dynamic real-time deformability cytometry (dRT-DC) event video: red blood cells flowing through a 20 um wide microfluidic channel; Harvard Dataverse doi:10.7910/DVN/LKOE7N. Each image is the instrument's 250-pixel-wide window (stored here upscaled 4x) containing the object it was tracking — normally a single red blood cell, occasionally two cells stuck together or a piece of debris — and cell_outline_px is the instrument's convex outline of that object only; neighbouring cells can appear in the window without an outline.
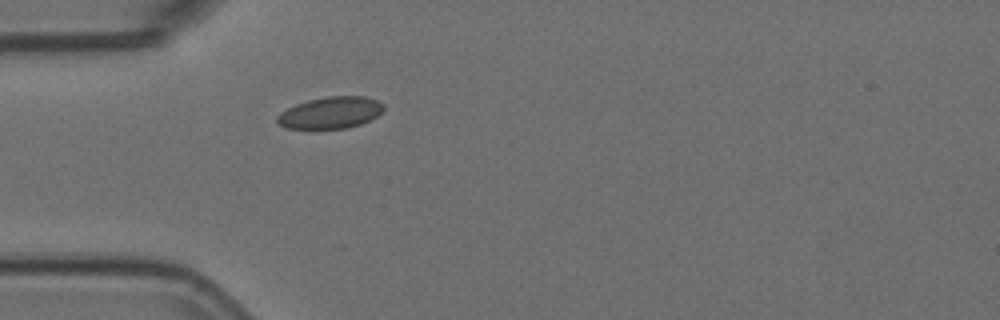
{"species": "Egyptian fruit bat (a non-hibernating species)", "species_latin": "Rousettus aegyptiacus", "temperature_condition": "room temperature", "stored_images_in_passage": 1, "camera_frame_rate_fps": 3000, "um_per_image_px": 0.085, "animal": {"sex": "female"}, "frame": {"image": 1, "passage_image": 1, "time_ms": 0.0, "image_size_px": [1000, 320], "cell_outline_px": [[384, 108], [376, 116], [360, 124], [348, 128], [288, 128], [280, 124], [276, 120], [276, 116], [280, 112], [296, 104], [308, 100], [328, 96], [364, 96], [376, 100], [384, 104]], "centroid_in_image_um": [28.09, 9.57], "position_along_channel_um": 56.9, "area_um2": 19.42}}